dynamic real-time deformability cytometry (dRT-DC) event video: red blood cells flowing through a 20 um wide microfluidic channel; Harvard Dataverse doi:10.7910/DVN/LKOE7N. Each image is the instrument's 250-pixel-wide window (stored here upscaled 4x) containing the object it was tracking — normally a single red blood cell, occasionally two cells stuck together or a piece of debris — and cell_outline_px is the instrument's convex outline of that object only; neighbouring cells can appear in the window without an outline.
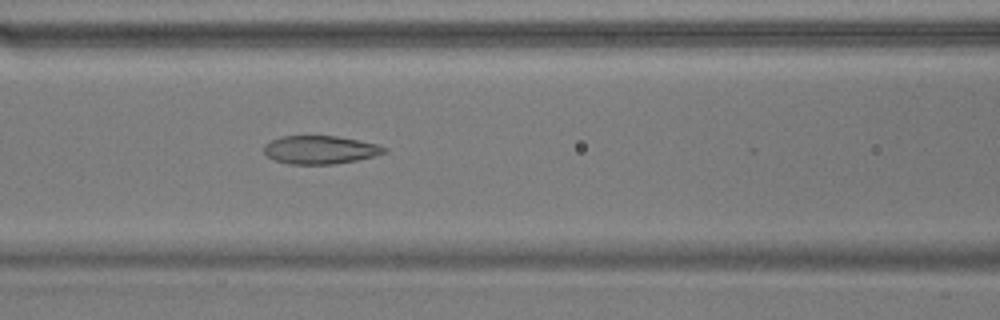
{"species": "common noctule bat (a hibernating species)", "species_latin": "Nyctalus noctula", "temperature_condition": "warm", "stored_images_in_passage": 51, "camera_frame_rate_fps": 3000, "um_per_image_px": 0.085, "animal": {"sex": "male", "body_mass_g": 17.9}, "frame": {"image": 1, "passage_image": 20, "time_ms": 6.333, "image_size_px": [1000, 320], "cell_outline_px": [[388, 152], [356, 160], [332, 164], [288, 164], [276, 160], [268, 156], [264, 152], [264, 144], [280, 136], [336, 136], [376, 144], [388, 148]], "centroid_in_image_um": [27.2, 12.73], "position_along_channel_um": 139.4, "area_um2": 19.59}}
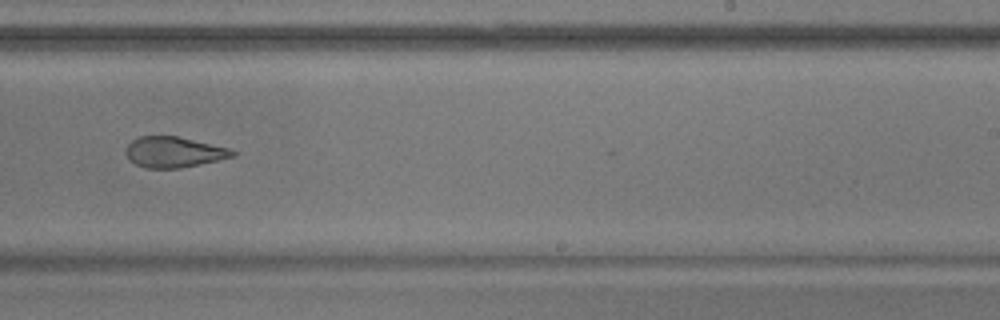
{"frame": {"image": 2, "passage_image": 31, "time_ms": 10.0, "image_size_px": [1000, 320], "cell_outline_px": [[236, 156], [180, 168], [148, 168], [136, 164], [128, 160], [124, 152], [124, 148], [132, 140], [140, 136], [176, 136], [228, 148], [236, 152]], "centroid_in_image_um": [14.72, 12.93], "position_along_channel_um": 274.3, "area_um2": 18.96}}
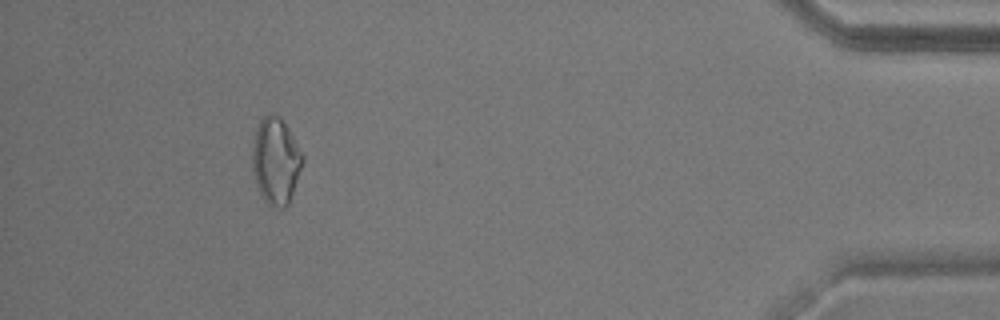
{"frame": {"image": 3, "passage_image": 47, "time_ms": 15.333, "image_size_px": [1000, 320], "cell_outline_px": [[304, 160], [288, 204], [284, 208], [272, 208], [264, 200], [256, 184], [252, 168], [252, 148], [256, 128], [260, 120], [268, 112], [272, 112], [280, 116], [304, 156]], "centroid_in_image_um": [23.42, 13.67], "position_along_channel_um": 411.8, "area_um2": 25.32}, "authors_computed_cell_mechanics": {"area_um2": 22.0218, "velocity_mm_per_s": 3.6812, "shape_relaxation_time_tau1_ms": null, "shape_relaxation_time_tau2_ms": 3.0106, "deformation_change_tau1": null, "deformation_change_tau2": 0.1019}}